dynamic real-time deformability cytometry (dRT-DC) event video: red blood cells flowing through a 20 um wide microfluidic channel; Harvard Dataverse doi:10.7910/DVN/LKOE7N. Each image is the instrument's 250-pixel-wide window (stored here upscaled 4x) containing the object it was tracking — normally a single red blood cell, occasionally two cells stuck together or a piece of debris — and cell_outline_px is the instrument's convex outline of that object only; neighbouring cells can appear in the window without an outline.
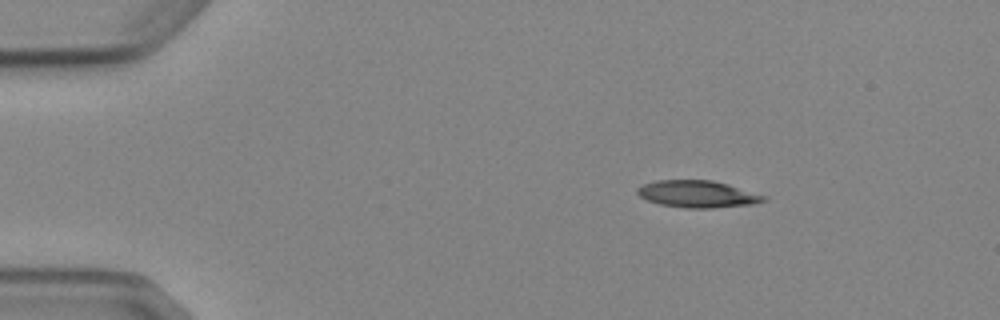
{"species": "Egyptian fruit bat (a non-hibernating species)", "species_latin": "Rousettus aegyptiacus", "temperature_condition": "cold", "stored_images_in_passage": 4, "camera_frame_rate_fps": 3000, "um_per_image_px": 0.085, "animal": {"sex": "female"}, "frame": {"image": 1, "passage_image": 2, "time_ms": 1.333, "image_size_px": [1000, 320], "cell_outline_px": [[768, 200], [752, 204], [712, 208], [688, 208], [660, 204], [648, 200], [640, 196], [636, 192], [636, 188], [644, 184], [656, 180], [712, 180], [728, 184], [768, 196]], "centroid_in_image_um": [59.32, 16.49], "position_along_channel_um": 25.7, "area_um2": 19.88}}